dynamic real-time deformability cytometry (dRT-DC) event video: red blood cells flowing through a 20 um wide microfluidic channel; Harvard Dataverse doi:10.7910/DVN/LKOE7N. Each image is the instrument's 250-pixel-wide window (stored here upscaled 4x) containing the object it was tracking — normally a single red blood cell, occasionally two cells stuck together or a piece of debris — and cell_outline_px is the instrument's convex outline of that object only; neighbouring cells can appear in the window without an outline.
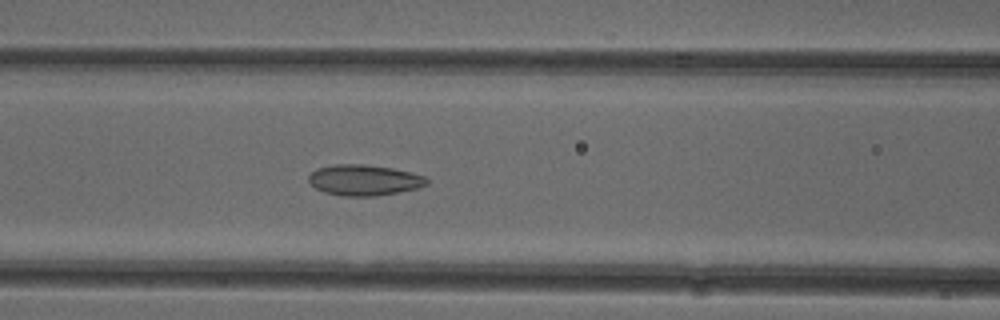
{"species": "common noctule bat (a hibernating species)", "species_latin": "Nyctalus noctula", "temperature_condition": "cold", "stored_images_in_passage": 51, "camera_frame_rate_fps": 3000, "um_per_image_px": 0.085, "animal": {"sex": "female"}, "frame": {"image": 1, "passage_image": 21, "time_ms": 6.667, "image_size_px": [1000, 320], "cell_outline_px": [[428, 184], [420, 188], [372, 196], [344, 196], [324, 192], [316, 188], [308, 180], [308, 176], [316, 168], [332, 164], [364, 164], [392, 168], [424, 176], [428, 180]], "centroid_in_image_um": [30.93, 15.3], "position_along_channel_um": 135.7, "area_um2": 21.1}}
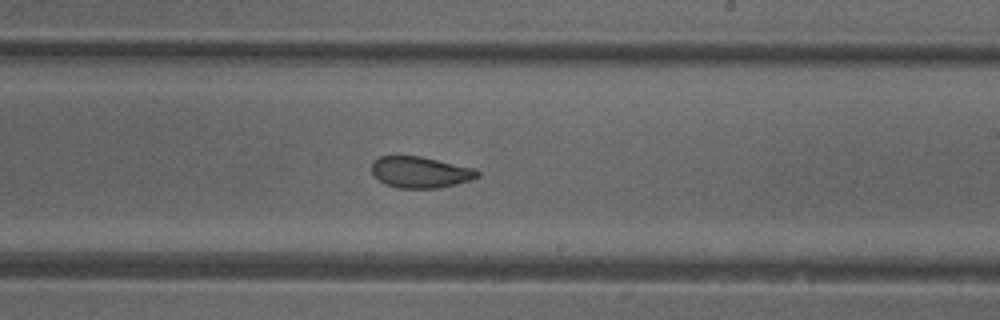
{"frame": {"image": 2, "passage_image": 30, "time_ms": 9.667, "image_size_px": [1000, 320], "cell_outline_px": [[480, 176], [468, 180], [440, 188], [396, 188], [384, 184], [372, 172], [372, 160], [380, 156], [420, 156], [476, 168], [480, 172]], "centroid_in_image_um": [35.72, 14.63], "position_along_channel_um": 253.3, "area_um2": 19.31}}
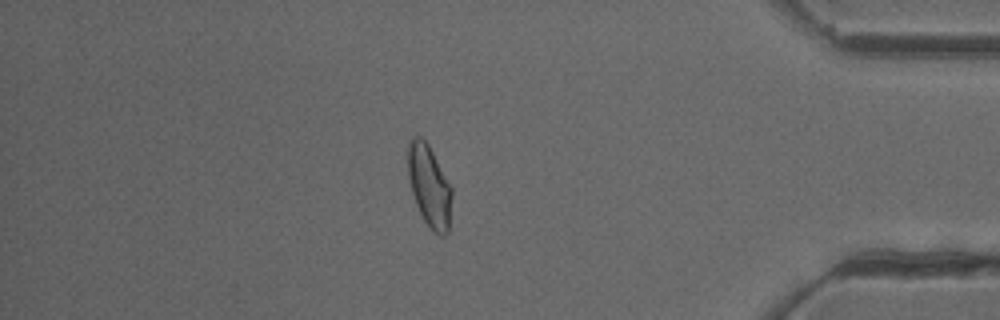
{"frame": {"image": 3, "passage_image": 44, "time_ms": 14.333, "image_size_px": [1000, 320], "cell_outline_px": [[452, 196], [448, 232], [444, 236], [440, 236], [432, 232], [424, 220], [416, 204], [408, 180], [408, 140], [412, 136], [420, 136], [428, 144], [452, 188]], "centroid_in_image_um": [36.48, 15.82], "position_along_channel_um": 398.7, "area_um2": 20.98}, "authors_computed_cell_mechanics": {"area_um2": 20.9814, "velocity_mm_per_s": 3.9298, "shape_relaxation_time_tau1_ms": null, "shape_relaxation_time_tau2_ms": 1.8859, "deformation_change_tau1": null, "deformation_change_tau2": 0.0676}}